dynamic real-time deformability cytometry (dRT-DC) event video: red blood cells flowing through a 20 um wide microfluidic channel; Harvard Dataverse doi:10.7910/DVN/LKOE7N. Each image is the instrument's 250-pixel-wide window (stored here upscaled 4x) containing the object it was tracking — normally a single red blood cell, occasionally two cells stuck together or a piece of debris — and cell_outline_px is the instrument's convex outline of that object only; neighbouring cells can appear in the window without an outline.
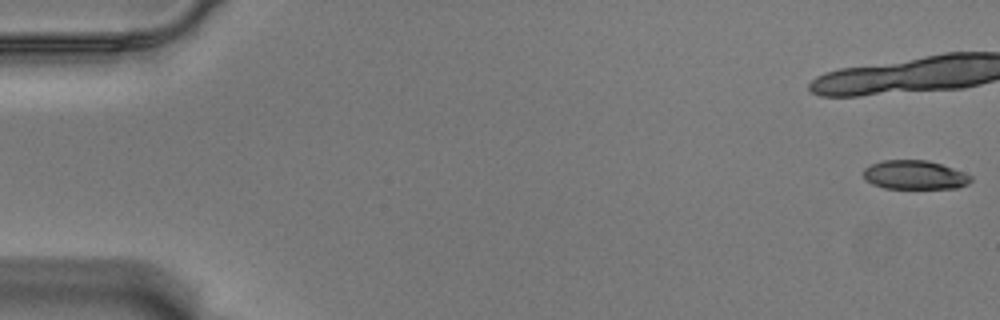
{"species": "Egyptian fruit bat (a non-hibernating species)", "species_latin": "Rousettus aegyptiacus", "temperature_condition": "warm", "stored_images_in_passage": 18, "camera_frame_rate_fps": 3000, "um_per_image_px": 0.085, "animal": {"sex": "male"}, "frame": {"image": 1, "passage_image": 1, "time_ms": 0.0, "image_size_px": [1000, 320], "cell_outline_px": [[972, 180], [968, 184], [956, 188], [884, 188], [872, 184], [864, 176], [864, 168], [872, 164], [884, 160], [928, 160], [952, 168], [972, 176]], "centroid_in_image_um": [77.76, 14.87], "position_along_channel_um": 7.2, "area_um2": 17.92}}